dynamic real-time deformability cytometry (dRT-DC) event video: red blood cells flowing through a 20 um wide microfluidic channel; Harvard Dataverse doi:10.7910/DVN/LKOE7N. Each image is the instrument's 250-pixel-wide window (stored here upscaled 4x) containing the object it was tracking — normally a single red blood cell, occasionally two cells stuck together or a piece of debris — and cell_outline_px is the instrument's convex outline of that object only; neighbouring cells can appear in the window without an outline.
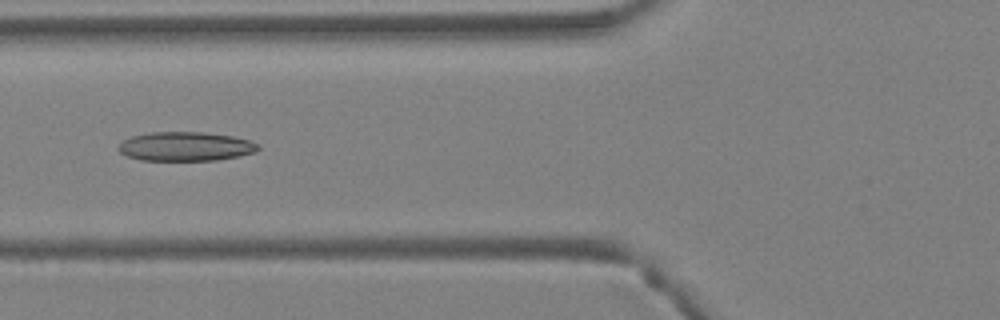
{"species": "Egyptian fruit bat (a non-hibernating species)", "species_latin": "Rousettus aegyptiacus", "temperature_condition": "warm", "stored_images_in_passage": 29, "camera_frame_rate_fps": 3000, "um_per_image_px": 0.085, "animal": {"sex": "female"}, "frame": {"image": 1, "passage_image": 5, "time_ms": 1.333, "image_size_px": [1000, 320], "cell_outline_px": [[260, 148], [256, 152], [240, 156], [216, 160], [140, 160], [128, 156], [120, 152], [116, 148], [124, 140], [132, 136], [152, 132], [204, 132], [232, 136], [248, 140], [260, 144]], "centroid_in_image_um": [15.8, 12.45], "position_along_channel_um": 110.0, "area_um2": 23.7}}
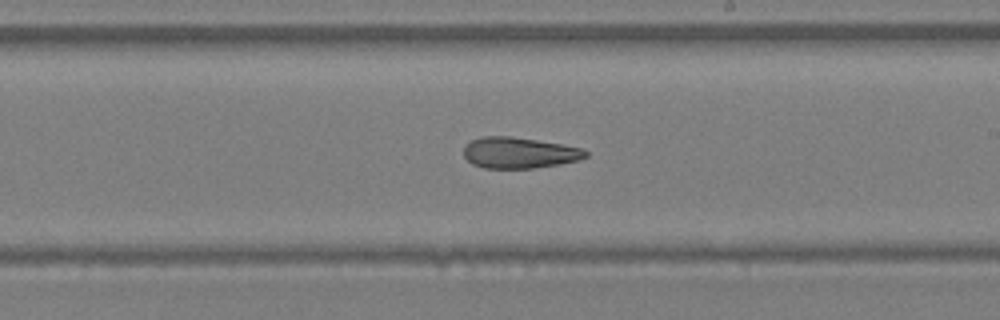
{"frame": {"image": 2, "passage_image": 13, "time_ms": 4.0, "image_size_px": [1000, 320], "cell_outline_px": [[588, 156], [580, 160], [560, 164], [532, 168], [484, 168], [472, 164], [464, 156], [464, 144], [472, 140], [484, 136], [512, 136], [564, 144], [584, 148], [588, 152]], "centroid_in_image_um": [44.16, 12.98], "position_along_channel_um": 244.8, "area_um2": 22.31}}
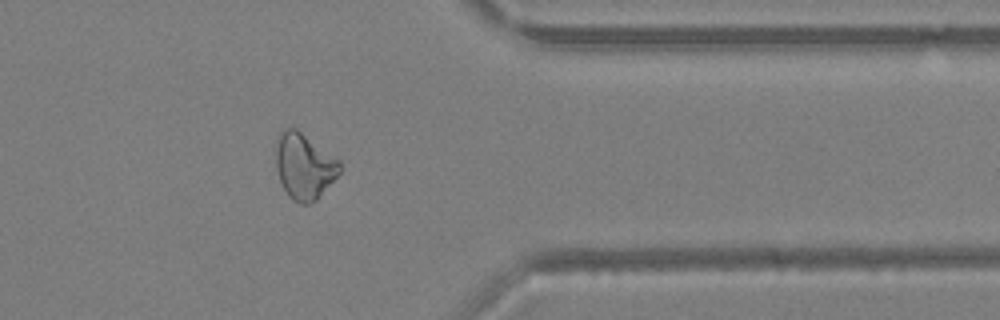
{"frame": {"image": 3, "passage_image": 22, "time_ms": 7.0, "image_size_px": [1000, 320], "cell_outline_px": [[340, 172], [316, 200], [308, 204], [300, 204], [292, 200], [288, 196], [280, 180], [276, 168], [276, 136], [284, 128], [296, 128], [340, 160]], "centroid_in_image_um": [25.83, 14.11], "position_along_channel_um": 385.6, "area_um2": 24.51}}